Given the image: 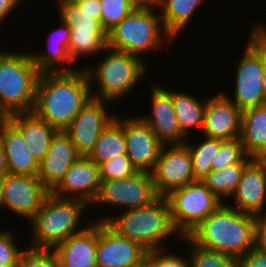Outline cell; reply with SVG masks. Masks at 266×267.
<instances>
[{
	"instance_id": "obj_28",
	"label": "cell",
	"mask_w": 266,
	"mask_h": 267,
	"mask_svg": "<svg viewBox=\"0 0 266 267\" xmlns=\"http://www.w3.org/2000/svg\"><path fill=\"white\" fill-rule=\"evenodd\" d=\"M173 105L181 132L187 138L191 137L192 129L202 132L206 99L200 100L193 94L173 89Z\"/></svg>"
},
{
	"instance_id": "obj_38",
	"label": "cell",
	"mask_w": 266,
	"mask_h": 267,
	"mask_svg": "<svg viewBox=\"0 0 266 267\" xmlns=\"http://www.w3.org/2000/svg\"><path fill=\"white\" fill-rule=\"evenodd\" d=\"M164 249L147 251L145 256V267H190L189 258L181 257V255L174 254L176 252H166Z\"/></svg>"
},
{
	"instance_id": "obj_13",
	"label": "cell",
	"mask_w": 266,
	"mask_h": 267,
	"mask_svg": "<svg viewBox=\"0 0 266 267\" xmlns=\"http://www.w3.org/2000/svg\"><path fill=\"white\" fill-rule=\"evenodd\" d=\"M107 103L110 104L92 97L64 130L80 157L91 154L102 131L116 117L113 113L109 114Z\"/></svg>"
},
{
	"instance_id": "obj_23",
	"label": "cell",
	"mask_w": 266,
	"mask_h": 267,
	"mask_svg": "<svg viewBox=\"0 0 266 267\" xmlns=\"http://www.w3.org/2000/svg\"><path fill=\"white\" fill-rule=\"evenodd\" d=\"M60 27L47 37V51L31 52V58L40 73L74 72L78 69L69 56L70 28L61 19ZM53 32V33H52ZM73 65V66H72Z\"/></svg>"
},
{
	"instance_id": "obj_22",
	"label": "cell",
	"mask_w": 266,
	"mask_h": 267,
	"mask_svg": "<svg viewBox=\"0 0 266 267\" xmlns=\"http://www.w3.org/2000/svg\"><path fill=\"white\" fill-rule=\"evenodd\" d=\"M98 222L92 221L82 232L72 235L53 250L60 267H97Z\"/></svg>"
},
{
	"instance_id": "obj_42",
	"label": "cell",
	"mask_w": 266,
	"mask_h": 267,
	"mask_svg": "<svg viewBox=\"0 0 266 267\" xmlns=\"http://www.w3.org/2000/svg\"><path fill=\"white\" fill-rule=\"evenodd\" d=\"M250 34L265 48L266 50V25L260 22L253 23Z\"/></svg>"
},
{
	"instance_id": "obj_49",
	"label": "cell",
	"mask_w": 266,
	"mask_h": 267,
	"mask_svg": "<svg viewBox=\"0 0 266 267\" xmlns=\"http://www.w3.org/2000/svg\"><path fill=\"white\" fill-rule=\"evenodd\" d=\"M6 52L5 48L4 50L0 49V58L3 56V54Z\"/></svg>"
},
{
	"instance_id": "obj_34",
	"label": "cell",
	"mask_w": 266,
	"mask_h": 267,
	"mask_svg": "<svg viewBox=\"0 0 266 267\" xmlns=\"http://www.w3.org/2000/svg\"><path fill=\"white\" fill-rule=\"evenodd\" d=\"M101 24L107 33L136 7L129 0H100Z\"/></svg>"
},
{
	"instance_id": "obj_44",
	"label": "cell",
	"mask_w": 266,
	"mask_h": 267,
	"mask_svg": "<svg viewBox=\"0 0 266 267\" xmlns=\"http://www.w3.org/2000/svg\"><path fill=\"white\" fill-rule=\"evenodd\" d=\"M8 174V165L3 146L0 144V181Z\"/></svg>"
},
{
	"instance_id": "obj_46",
	"label": "cell",
	"mask_w": 266,
	"mask_h": 267,
	"mask_svg": "<svg viewBox=\"0 0 266 267\" xmlns=\"http://www.w3.org/2000/svg\"><path fill=\"white\" fill-rule=\"evenodd\" d=\"M262 105L266 106V50L263 47V89H262Z\"/></svg>"
},
{
	"instance_id": "obj_20",
	"label": "cell",
	"mask_w": 266,
	"mask_h": 267,
	"mask_svg": "<svg viewBox=\"0 0 266 267\" xmlns=\"http://www.w3.org/2000/svg\"><path fill=\"white\" fill-rule=\"evenodd\" d=\"M241 114L223 91L207 97L202 135L222 140L240 138Z\"/></svg>"
},
{
	"instance_id": "obj_31",
	"label": "cell",
	"mask_w": 266,
	"mask_h": 267,
	"mask_svg": "<svg viewBox=\"0 0 266 267\" xmlns=\"http://www.w3.org/2000/svg\"><path fill=\"white\" fill-rule=\"evenodd\" d=\"M180 240L189 246L190 267H236V257L201 247L188 236H183Z\"/></svg>"
},
{
	"instance_id": "obj_29",
	"label": "cell",
	"mask_w": 266,
	"mask_h": 267,
	"mask_svg": "<svg viewBox=\"0 0 266 267\" xmlns=\"http://www.w3.org/2000/svg\"><path fill=\"white\" fill-rule=\"evenodd\" d=\"M117 116L107 125L98 138L89 159L98 165L119 155L126 154L124 117Z\"/></svg>"
},
{
	"instance_id": "obj_16",
	"label": "cell",
	"mask_w": 266,
	"mask_h": 267,
	"mask_svg": "<svg viewBox=\"0 0 266 267\" xmlns=\"http://www.w3.org/2000/svg\"><path fill=\"white\" fill-rule=\"evenodd\" d=\"M126 154L133 166L142 172L151 173L164 144L140 116H124Z\"/></svg>"
},
{
	"instance_id": "obj_39",
	"label": "cell",
	"mask_w": 266,
	"mask_h": 267,
	"mask_svg": "<svg viewBox=\"0 0 266 267\" xmlns=\"http://www.w3.org/2000/svg\"><path fill=\"white\" fill-rule=\"evenodd\" d=\"M236 267H266V252L253 248L237 258Z\"/></svg>"
},
{
	"instance_id": "obj_26",
	"label": "cell",
	"mask_w": 266,
	"mask_h": 267,
	"mask_svg": "<svg viewBox=\"0 0 266 267\" xmlns=\"http://www.w3.org/2000/svg\"><path fill=\"white\" fill-rule=\"evenodd\" d=\"M240 140L247 156L262 159L266 155V106L242 111Z\"/></svg>"
},
{
	"instance_id": "obj_17",
	"label": "cell",
	"mask_w": 266,
	"mask_h": 267,
	"mask_svg": "<svg viewBox=\"0 0 266 267\" xmlns=\"http://www.w3.org/2000/svg\"><path fill=\"white\" fill-rule=\"evenodd\" d=\"M151 86L148 115L141 118L164 145L184 144L188 139L182 132L173 105V90L160 85Z\"/></svg>"
},
{
	"instance_id": "obj_24",
	"label": "cell",
	"mask_w": 266,
	"mask_h": 267,
	"mask_svg": "<svg viewBox=\"0 0 266 267\" xmlns=\"http://www.w3.org/2000/svg\"><path fill=\"white\" fill-rule=\"evenodd\" d=\"M0 144L6 155L8 173L38 176L39 162L31 154L22 134L7 119L0 127Z\"/></svg>"
},
{
	"instance_id": "obj_7",
	"label": "cell",
	"mask_w": 266,
	"mask_h": 267,
	"mask_svg": "<svg viewBox=\"0 0 266 267\" xmlns=\"http://www.w3.org/2000/svg\"><path fill=\"white\" fill-rule=\"evenodd\" d=\"M40 72L30 52L6 51L0 58V111L6 116L33 112Z\"/></svg>"
},
{
	"instance_id": "obj_14",
	"label": "cell",
	"mask_w": 266,
	"mask_h": 267,
	"mask_svg": "<svg viewBox=\"0 0 266 267\" xmlns=\"http://www.w3.org/2000/svg\"><path fill=\"white\" fill-rule=\"evenodd\" d=\"M1 182L4 208L20 219H27L28 222L41 208L45 197L50 192L38 176L8 173Z\"/></svg>"
},
{
	"instance_id": "obj_19",
	"label": "cell",
	"mask_w": 266,
	"mask_h": 267,
	"mask_svg": "<svg viewBox=\"0 0 266 267\" xmlns=\"http://www.w3.org/2000/svg\"><path fill=\"white\" fill-rule=\"evenodd\" d=\"M230 199L236 206L226 204L239 212L266 215V164L261 159H253L245 167Z\"/></svg>"
},
{
	"instance_id": "obj_25",
	"label": "cell",
	"mask_w": 266,
	"mask_h": 267,
	"mask_svg": "<svg viewBox=\"0 0 266 267\" xmlns=\"http://www.w3.org/2000/svg\"><path fill=\"white\" fill-rule=\"evenodd\" d=\"M6 119L22 134L31 154L40 163L48 153L51 140L58 130L34 112L16 113Z\"/></svg>"
},
{
	"instance_id": "obj_43",
	"label": "cell",
	"mask_w": 266,
	"mask_h": 267,
	"mask_svg": "<svg viewBox=\"0 0 266 267\" xmlns=\"http://www.w3.org/2000/svg\"><path fill=\"white\" fill-rule=\"evenodd\" d=\"M82 10L89 12H101L100 0H75L74 1Z\"/></svg>"
},
{
	"instance_id": "obj_18",
	"label": "cell",
	"mask_w": 266,
	"mask_h": 267,
	"mask_svg": "<svg viewBox=\"0 0 266 267\" xmlns=\"http://www.w3.org/2000/svg\"><path fill=\"white\" fill-rule=\"evenodd\" d=\"M101 184L99 165L88 157H79L51 192L63 198L80 199L91 206L100 193Z\"/></svg>"
},
{
	"instance_id": "obj_2",
	"label": "cell",
	"mask_w": 266,
	"mask_h": 267,
	"mask_svg": "<svg viewBox=\"0 0 266 267\" xmlns=\"http://www.w3.org/2000/svg\"><path fill=\"white\" fill-rule=\"evenodd\" d=\"M255 222L256 216L223 203L187 236L201 247L238 258L254 248Z\"/></svg>"
},
{
	"instance_id": "obj_5",
	"label": "cell",
	"mask_w": 266,
	"mask_h": 267,
	"mask_svg": "<svg viewBox=\"0 0 266 267\" xmlns=\"http://www.w3.org/2000/svg\"><path fill=\"white\" fill-rule=\"evenodd\" d=\"M102 53L104 57L97 62L98 64L95 63V66L89 63L90 66L88 64L79 68H84L87 72L93 98L111 104L117 103V100L128 97L136 89L139 81L146 75L148 64L143 58L108 46Z\"/></svg>"
},
{
	"instance_id": "obj_9",
	"label": "cell",
	"mask_w": 266,
	"mask_h": 267,
	"mask_svg": "<svg viewBox=\"0 0 266 267\" xmlns=\"http://www.w3.org/2000/svg\"><path fill=\"white\" fill-rule=\"evenodd\" d=\"M165 198L172 224L181 237L187 236L224 203L202 181L174 189Z\"/></svg>"
},
{
	"instance_id": "obj_12",
	"label": "cell",
	"mask_w": 266,
	"mask_h": 267,
	"mask_svg": "<svg viewBox=\"0 0 266 267\" xmlns=\"http://www.w3.org/2000/svg\"><path fill=\"white\" fill-rule=\"evenodd\" d=\"M151 174L155 189L161 197L195 182L188 146L185 143L164 145Z\"/></svg>"
},
{
	"instance_id": "obj_4",
	"label": "cell",
	"mask_w": 266,
	"mask_h": 267,
	"mask_svg": "<svg viewBox=\"0 0 266 267\" xmlns=\"http://www.w3.org/2000/svg\"><path fill=\"white\" fill-rule=\"evenodd\" d=\"M123 211L115 216L113 213L102 216V219L99 217L94 222H106L118 234L137 242L147 251L164 249L166 241L173 235L179 237L180 242L182 237L172 224L165 197L160 196L148 206Z\"/></svg>"
},
{
	"instance_id": "obj_35",
	"label": "cell",
	"mask_w": 266,
	"mask_h": 267,
	"mask_svg": "<svg viewBox=\"0 0 266 267\" xmlns=\"http://www.w3.org/2000/svg\"><path fill=\"white\" fill-rule=\"evenodd\" d=\"M11 228L0 230V267H17L21 261L24 248L18 247Z\"/></svg>"
},
{
	"instance_id": "obj_50",
	"label": "cell",
	"mask_w": 266,
	"mask_h": 267,
	"mask_svg": "<svg viewBox=\"0 0 266 267\" xmlns=\"http://www.w3.org/2000/svg\"><path fill=\"white\" fill-rule=\"evenodd\" d=\"M261 160L266 164V155Z\"/></svg>"
},
{
	"instance_id": "obj_1",
	"label": "cell",
	"mask_w": 266,
	"mask_h": 267,
	"mask_svg": "<svg viewBox=\"0 0 266 267\" xmlns=\"http://www.w3.org/2000/svg\"><path fill=\"white\" fill-rule=\"evenodd\" d=\"M91 98L90 81L84 68L40 73L33 112L58 131L65 130Z\"/></svg>"
},
{
	"instance_id": "obj_47",
	"label": "cell",
	"mask_w": 266,
	"mask_h": 267,
	"mask_svg": "<svg viewBox=\"0 0 266 267\" xmlns=\"http://www.w3.org/2000/svg\"><path fill=\"white\" fill-rule=\"evenodd\" d=\"M4 208V198H3V188H2V182L0 181V212Z\"/></svg>"
},
{
	"instance_id": "obj_48",
	"label": "cell",
	"mask_w": 266,
	"mask_h": 267,
	"mask_svg": "<svg viewBox=\"0 0 266 267\" xmlns=\"http://www.w3.org/2000/svg\"><path fill=\"white\" fill-rule=\"evenodd\" d=\"M6 120V116L0 111V127L2 123Z\"/></svg>"
},
{
	"instance_id": "obj_8",
	"label": "cell",
	"mask_w": 266,
	"mask_h": 267,
	"mask_svg": "<svg viewBox=\"0 0 266 267\" xmlns=\"http://www.w3.org/2000/svg\"><path fill=\"white\" fill-rule=\"evenodd\" d=\"M54 2L58 6V18L70 28L68 50L73 63L81 57L87 59L102 54L107 47L108 33L101 24V12L82 10L74 1Z\"/></svg>"
},
{
	"instance_id": "obj_41",
	"label": "cell",
	"mask_w": 266,
	"mask_h": 267,
	"mask_svg": "<svg viewBox=\"0 0 266 267\" xmlns=\"http://www.w3.org/2000/svg\"><path fill=\"white\" fill-rule=\"evenodd\" d=\"M23 2L24 0H0V25L6 23V19L12 16L14 9L17 10V7L21 6L20 3Z\"/></svg>"
},
{
	"instance_id": "obj_30",
	"label": "cell",
	"mask_w": 266,
	"mask_h": 267,
	"mask_svg": "<svg viewBox=\"0 0 266 267\" xmlns=\"http://www.w3.org/2000/svg\"><path fill=\"white\" fill-rule=\"evenodd\" d=\"M248 164L228 165L219 170H212L203 183L224 203L235 192L243 170Z\"/></svg>"
},
{
	"instance_id": "obj_21",
	"label": "cell",
	"mask_w": 266,
	"mask_h": 267,
	"mask_svg": "<svg viewBox=\"0 0 266 267\" xmlns=\"http://www.w3.org/2000/svg\"><path fill=\"white\" fill-rule=\"evenodd\" d=\"M79 157L70 136L64 130L57 131L51 140L48 153L39 163L38 178L51 192Z\"/></svg>"
},
{
	"instance_id": "obj_45",
	"label": "cell",
	"mask_w": 266,
	"mask_h": 267,
	"mask_svg": "<svg viewBox=\"0 0 266 267\" xmlns=\"http://www.w3.org/2000/svg\"><path fill=\"white\" fill-rule=\"evenodd\" d=\"M136 8H153L158 4V0H129Z\"/></svg>"
},
{
	"instance_id": "obj_3",
	"label": "cell",
	"mask_w": 266,
	"mask_h": 267,
	"mask_svg": "<svg viewBox=\"0 0 266 267\" xmlns=\"http://www.w3.org/2000/svg\"><path fill=\"white\" fill-rule=\"evenodd\" d=\"M88 207L80 199L63 198L49 192L41 208L29 221L32 243L28 247L53 249L70 236L82 232L92 221L87 219L85 225L80 223Z\"/></svg>"
},
{
	"instance_id": "obj_32",
	"label": "cell",
	"mask_w": 266,
	"mask_h": 267,
	"mask_svg": "<svg viewBox=\"0 0 266 267\" xmlns=\"http://www.w3.org/2000/svg\"><path fill=\"white\" fill-rule=\"evenodd\" d=\"M201 138L202 141L196 144L190 143L189 139L185 142L192 157V172L196 181H203L212 171L211 164H214L215 156V138L206 136Z\"/></svg>"
},
{
	"instance_id": "obj_10",
	"label": "cell",
	"mask_w": 266,
	"mask_h": 267,
	"mask_svg": "<svg viewBox=\"0 0 266 267\" xmlns=\"http://www.w3.org/2000/svg\"><path fill=\"white\" fill-rule=\"evenodd\" d=\"M247 44L235 65L234 91L223 92L241 111L262 105L263 46L249 33Z\"/></svg>"
},
{
	"instance_id": "obj_36",
	"label": "cell",
	"mask_w": 266,
	"mask_h": 267,
	"mask_svg": "<svg viewBox=\"0 0 266 267\" xmlns=\"http://www.w3.org/2000/svg\"><path fill=\"white\" fill-rule=\"evenodd\" d=\"M101 181L131 177L138 170L127 155H119L99 164Z\"/></svg>"
},
{
	"instance_id": "obj_11",
	"label": "cell",
	"mask_w": 266,
	"mask_h": 267,
	"mask_svg": "<svg viewBox=\"0 0 266 267\" xmlns=\"http://www.w3.org/2000/svg\"><path fill=\"white\" fill-rule=\"evenodd\" d=\"M159 197L152 174L138 171L131 177L102 181L100 193L93 205L123 206L124 210H128L148 206Z\"/></svg>"
},
{
	"instance_id": "obj_15",
	"label": "cell",
	"mask_w": 266,
	"mask_h": 267,
	"mask_svg": "<svg viewBox=\"0 0 266 267\" xmlns=\"http://www.w3.org/2000/svg\"><path fill=\"white\" fill-rule=\"evenodd\" d=\"M97 267H145L147 250L118 234L106 222H98Z\"/></svg>"
},
{
	"instance_id": "obj_40",
	"label": "cell",
	"mask_w": 266,
	"mask_h": 267,
	"mask_svg": "<svg viewBox=\"0 0 266 267\" xmlns=\"http://www.w3.org/2000/svg\"><path fill=\"white\" fill-rule=\"evenodd\" d=\"M254 248L266 252V215L256 216Z\"/></svg>"
},
{
	"instance_id": "obj_33",
	"label": "cell",
	"mask_w": 266,
	"mask_h": 267,
	"mask_svg": "<svg viewBox=\"0 0 266 267\" xmlns=\"http://www.w3.org/2000/svg\"><path fill=\"white\" fill-rule=\"evenodd\" d=\"M253 158L246 155L240 138L222 140L215 138L214 164L212 170H219L228 165L249 164Z\"/></svg>"
},
{
	"instance_id": "obj_37",
	"label": "cell",
	"mask_w": 266,
	"mask_h": 267,
	"mask_svg": "<svg viewBox=\"0 0 266 267\" xmlns=\"http://www.w3.org/2000/svg\"><path fill=\"white\" fill-rule=\"evenodd\" d=\"M17 267H60L53 249L24 247Z\"/></svg>"
},
{
	"instance_id": "obj_27",
	"label": "cell",
	"mask_w": 266,
	"mask_h": 267,
	"mask_svg": "<svg viewBox=\"0 0 266 267\" xmlns=\"http://www.w3.org/2000/svg\"><path fill=\"white\" fill-rule=\"evenodd\" d=\"M205 2L207 1L158 0L157 8L166 31L176 39L180 33L184 32V29H187L198 7Z\"/></svg>"
},
{
	"instance_id": "obj_6",
	"label": "cell",
	"mask_w": 266,
	"mask_h": 267,
	"mask_svg": "<svg viewBox=\"0 0 266 267\" xmlns=\"http://www.w3.org/2000/svg\"><path fill=\"white\" fill-rule=\"evenodd\" d=\"M158 12L157 6L135 8L108 32L107 46L143 59V54L170 47L174 38L164 28Z\"/></svg>"
}]
</instances>
